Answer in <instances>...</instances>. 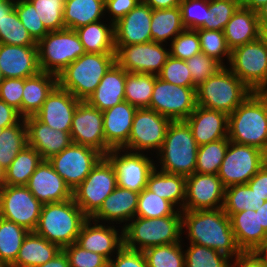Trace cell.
<instances>
[{
    "instance_id": "6da1fadb",
    "label": "cell",
    "mask_w": 267,
    "mask_h": 267,
    "mask_svg": "<svg viewBox=\"0 0 267 267\" xmlns=\"http://www.w3.org/2000/svg\"><path fill=\"white\" fill-rule=\"evenodd\" d=\"M182 235L190 244L214 249L232 259L242 253L223 208L182 210Z\"/></svg>"
},
{
    "instance_id": "7a4b0ae2",
    "label": "cell",
    "mask_w": 267,
    "mask_h": 267,
    "mask_svg": "<svg viewBox=\"0 0 267 267\" xmlns=\"http://www.w3.org/2000/svg\"><path fill=\"white\" fill-rule=\"evenodd\" d=\"M228 139L267 154V92H252L228 115Z\"/></svg>"
},
{
    "instance_id": "3957f363",
    "label": "cell",
    "mask_w": 267,
    "mask_h": 267,
    "mask_svg": "<svg viewBox=\"0 0 267 267\" xmlns=\"http://www.w3.org/2000/svg\"><path fill=\"white\" fill-rule=\"evenodd\" d=\"M198 148L187 122L171 121L162 147L154 156L155 167L166 173L192 175L196 168Z\"/></svg>"
},
{
    "instance_id": "277c9868",
    "label": "cell",
    "mask_w": 267,
    "mask_h": 267,
    "mask_svg": "<svg viewBox=\"0 0 267 267\" xmlns=\"http://www.w3.org/2000/svg\"><path fill=\"white\" fill-rule=\"evenodd\" d=\"M87 219L73 198L52 202L42 205L34 232L62 249L76 243L81 227Z\"/></svg>"
},
{
    "instance_id": "5b68a950",
    "label": "cell",
    "mask_w": 267,
    "mask_h": 267,
    "mask_svg": "<svg viewBox=\"0 0 267 267\" xmlns=\"http://www.w3.org/2000/svg\"><path fill=\"white\" fill-rule=\"evenodd\" d=\"M182 237V215L134 217L123 227V246L142 252L150 247L181 242Z\"/></svg>"
},
{
    "instance_id": "8992f818",
    "label": "cell",
    "mask_w": 267,
    "mask_h": 267,
    "mask_svg": "<svg viewBox=\"0 0 267 267\" xmlns=\"http://www.w3.org/2000/svg\"><path fill=\"white\" fill-rule=\"evenodd\" d=\"M115 62V54L86 52L57 75L58 86L86 101Z\"/></svg>"
},
{
    "instance_id": "52a82bcc",
    "label": "cell",
    "mask_w": 267,
    "mask_h": 267,
    "mask_svg": "<svg viewBox=\"0 0 267 267\" xmlns=\"http://www.w3.org/2000/svg\"><path fill=\"white\" fill-rule=\"evenodd\" d=\"M252 92L224 66L197 87V105L230 115Z\"/></svg>"
},
{
    "instance_id": "ba28073f",
    "label": "cell",
    "mask_w": 267,
    "mask_h": 267,
    "mask_svg": "<svg viewBox=\"0 0 267 267\" xmlns=\"http://www.w3.org/2000/svg\"><path fill=\"white\" fill-rule=\"evenodd\" d=\"M37 49L40 70L55 75L86 53L75 30L68 28L48 32Z\"/></svg>"
},
{
    "instance_id": "9c48e42d",
    "label": "cell",
    "mask_w": 267,
    "mask_h": 267,
    "mask_svg": "<svg viewBox=\"0 0 267 267\" xmlns=\"http://www.w3.org/2000/svg\"><path fill=\"white\" fill-rule=\"evenodd\" d=\"M226 66L253 92H267V42L262 36L231 50Z\"/></svg>"
},
{
    "instance_id": "30bf717a",
    "label": "cell",
    "mask_w": 267,
    "mask_h": 267,
    "mask_svg": "<svg viewBox=\"0 0 267 267\" xmlns=\"http://www.w3.org/2000/svg\"><path fill=\"white\" fill-rule=\"evenodd\" d=\"M116 187L115 168L111 161L103 156L85 180L73 190V199L83 213L91 218Z\"/></svg>"
},
{
    "instance_id": "8fae6325",
    "label": "cell",
    "mask_w": 267,
    "mask_h": 267,
    "mask_svg": "<svg viewBox=\"0 0 267 267\" xmlns=\"http://www.w3.org/2000/svg\"><path fill=\"white\" fill-rule=\"evenodd\" d=\"M171 119L158 112L137 109L132 123L128 142L123 149L155 156L162 147Z\"/></svg>"
},
{
    "instance_id": "7c38bea8",
    "label": "cell",
    "mask_w": 267,
    "mask_h": 267,
    "mask_svg": "<svg viewBox=\"0 0 267 267\" xmlns=\"http://www.w3.org/2000/svg\"><path fill=\"white\" fill-rule=\"evenodd\" d=\"M267 162V154L257 147L229 140L218 177L225 187L247 182Z\"/></svg>"
},
{
    "instance_id": "4fadbf2b",
    "label": "cell",
    "mask_w": 267,
    "mask_h": 267,
    "mask_svg": "<svg viewBox=\"0 0 267 267\" xmlns=\"http://www.w3.org/2000/svg\"><path fill=\"white\" fill-rule=\"evenodd\" d=\"M197 106L196 88L178 86L156 75L150 109L172 121L186 120Z\"/></svg>"
},
{
    "instance_id": "5bb4252c",
    "label": "cell",
    "mask_w": 267,
    "mask_h": 267,
    "mask_svg": "<svg viewBox=\"0 0 267 267\" xmlns=\"http://www.w3.org/2000/svg\"><path fill=\"white\" fill-rule=\"evenodd\" d=\"M116 63L131 73L158 75L170 56L169 45L154 41L115 45Z\"/></svg>"
},
{
    "instance_id": "9a60e30c",
    "label": "cell",
    "mask_w": 267,
    "mask_h": 267,
    "mask_svg": "<svg viewBox=\"0 0 267 267\" xmlns=\"http://www.w3.org/2000/svg\"><path fill=\"white\" fill-rule=\"evenodd\" d=\"M102 157L103 155L97 150L72 142L48 161L73 191L85 180Z\"/></svg>"
},
{
    "instance_id": "2e32d148",
    "label": "cell",
    "mask_w": 267,
    "mask_h": 267,
    "mask_svg": "<svg viewBox=\"0 0 267 267\" xmlns=\"http://www.w3.org/2000/svg\"><path fill=\"white\" fill-rule=\"evenodd\" d=\"M106 157L115 168L117 186L138 193L147 187L148 177L155 168L153 155L116 148L111 149Z\"/></svg>"
},
{
    "instance_id": "e0dca14e",
    "label": "cell",
    "mask_w": 267,
    "mask_h": 267,
    "mask_svg": "<svg viewBox=\"0 0 267 267\" xmlns=\"http://www.w3.org/2000/svg\"><path fill=\"white\" fill-rule=\"evenodd\" d=\"M39 202L26 186L5 185L0 190V217L34 232L41 214Z\"/></svg>"
},
{
    "instance_id": "ac0fdd59",
    "label": "cell",
    "mask_w": 267,
    "mask_h": 267,
    "mask_svg": "<svg viewBox=\"0 0 267 267\" xmlns=\"http://www.w3.org/2000/svg\"><path fill=\"white\" fill-rule=\"evenodd\" d=\"M70 135L73 143L91 147L103 156L111 150L105 141L102 111L86 101H81L73 114Z\"/></svg>"
},
{
    "instance_id": "d6986e66",
    "label": "cell",
    "mask_w": 267,
    "mask_h": 267,
    "mask_svg": "<svg viewBox=\"0 0 267 267\" xmlns=\"http://www.w3.org/2000/svg\"><path fill=\"white\" fill-rule=\"evenodd\" d=\"M226 187L218 174L194 172L186 176L183 210H207L223 208Z\"/></svg>"
},
{
    "instance_id": "ffe728a7",
    "label": "cell",
    "mask_w": 267,
    "mask_h": 267,
    "mask_svg": "<svg viewBox=\"0 0 267 267\" xmlns=\"http://www.w3.org/2000/svg\"><path fill=\"white\" fill-rule=\"evenodd\" d=\"M76 244L110 261L123 247V228L88 218L81 227Z\"/></svg>"
},
{
    "instance_id": "44dd1931",
    "label": "cell",
    "mask_w": 267,
    "mask_h": 267,
    "mask_svg": "<svg viewBox=\"0 0 267 267\" xmlns=\"http://www.w3.org/2000/svg\"><path fill=\"white\" fill-rule=\"evenodd\" d=\"M80 102L69 91L57 85L34 116L54 130L70 133L73 114Z\"/></svg>"
},
{
    "instance_id": "7402d4cb",
    "label": "cell",
    "mask_w": 267,
    "mask_h": 267,
    "mask_svg": "<svg viewBox=\"0 0 267 267\" xmlns=\"http://www.w3.org/2000/svg\"><path fill=\"white\" fill-rule=\"evenodd\" d=\"M26 187L43 205L73 198V191L48 160L41 161L29 178Z\"/></svg>"
},
{
    "instance_id": "603a6c76",
    "label": "cell",
    "mask_w": 267,
    "mask_h": 267,
    "mask_svg": "<svg viewBox=\"0 0 267 267\" xmlns=\"http://www.w3.org/2000/svg\"><path fill=\"white\" fill-rule=\"evenodd\" d=\"M152 8L143 2L114 24L115 45H133L152 41Z\"/></svg>"
},
{
    "instance_id": "cb8c5ba5",
    "label": "cell",
    "mask_w": 267,
    "mask_h": 267,
    "mask_svg": "<svg viewBox=\"0 0 267 267\" xmlns=\"http://www.w3.org/2000/svg\"><path fill=\"white\" fill-rule=\"evenodd\" d=\"M0 71L3 78H28L41 70L37 46L0 44Z\"/></svg>"
},
{
    "instance_id": "d4e9b609",
    "label": "cell",
    "mask_w": 267,
    "mask_h": 267,
    "mask_svg": "<svg viewBox=\"0 0 267 267\" xmlns=\"http://www.w3.org/2000/svg\"><path fill=\"white\" fill-rule=\"evenodd\" d=\"M138 198V192L117 186L91 219L100 223L119 224L123 228L135 217Z\"/></svg>"
},
{
    "instance_id": "484cf974",
    "label": "cell",
    "mask_w": 267,
    "mask_h": 267,
    "mask_svg": "<svg viewBox=\"0 0 267 267\" xmlns=\"http://www.w3.org/2000/svg\"><path fill=\"white\" fill-rule=\"evenodd\" d=\"M24 121L27 127L28 146L33 147L43 160L60 153L72 143L70 133L54 130L35 116L24 118Z\"/></svg>"
},
{
    "instance_id": "4316f807",
    "label": "cell",
    "mask_w": 267,
    "mask_h": 267,
    "mask_svg": "<svg viewBox=\"0 0 267 267\" xmlns=\"http://www.w3.org/2000/svg\"><path fill=\"white\" fill-rule=\"evenodd\" d=\"M185 121L198 146L228 138V115L224 112L197 105Z\"/></svg>"
},
{
    "instance_id": "83f0119b",
    "label": "cell",
    "mask_w": 267,
    "mask_h": 267,
    "mask_svg": "<svg viewBox=\"0 0 267 267\" xmlns=\"http://www.w3.org/2000/svg\"><path fill=\"white\" fill-rule=\"evenodd\" d=\"M229 218L235 241L242 252H258L267 243V233L260 225L259 210H244Z\"/></svg>"
},
{
    "instance_id": "f1b7e54d",
    "label": "cell",
    "mask_w": 267,
    "mask_h": 267,
    "mask_svg": "<svg viewBox=\"0 0 267 267\" xmlns=\"http://www.w3.org/2000/svg\"><path fill=\"white\" fill-rule=\"evenodd\" d=\"M136 110L124 100L102 112L105 141L111 149L122 148L128 142Z\"/></svg>"
},
{
    "instance_id": "f546056e",
    "label": "cell",
    "mask_w": 267,
    "mask_h": 267,
    "mask_svg": "<svg viewBox=\"0 0 267 267\" xmlns=\"http://www.w3.org/2000/svg\"><path fill=\"white\" fill-rule=\"evenodd\" d=\"M125 81L126 70L115 62L86 102L102 112L114 107L125 100Z\"/></svg>"
},
{
    "instance_id": "4dcf8cb0",
    "label": "cell",
    "mask_w": 267,
    "mask_h": 267,
    "mask_svg": "<svg viewBox=\"0 0 267 267\" xmlns=\"http://www.w3.org/2000/svg\"><path fill=\"white\" fill-rule=\"evenodd\" d=\"M223 32L230 50L257 40L261 37L257 12L240 6Z\"/></svg>"
},
{
    "instance_id": "1f68e13d",
    "label": "cell",
    "mask_w": 267,
    "mask_h": 267,
    "mask_svg": "<svg viewBox=\"0 0 267 267\" xmlns=\"http://www.w3.org/2000/svg\"><path fill=\"white\" fill-rule=\"evenodd\" d=\"M57 85V75L43 71L25 78L21 102V117L34 116Z\"/></svg>"
},
{
    "instance_id": "d6a6232c",
    "label": "cell",
    "mask_w": 267,
    "mask_h": 267,
    "mask_svg": "<svg viewBox=\"0 0 267 267\" xmlns=\"http://www.w3.org/2000/svg\"><path fill=\"white\" fill-rule=\"evenodd\" d=\"M62 249L35 232L24 238L16 261L10 267H36L50 261Z\"/></svg>"
},
{
    "instance_id": "836d02e7",
    "label": "cell",
    "mask_w": 267,
    "mask_h": 267,
    "mask_svg": "<svg viewBox=\"0 0 267 267\" xmlns=\"http://www.w3.org/2000/svg\"><path fill=\"white\" fill-rule=\"evenodd\" d=\"M146 188L171 202L179 211L183 210L186 176L166 173L155 167L148 177Z\"/></svg>"
},
{
    "instance_id": "e575fe53",
    "label": "cell",
    "mask_w": 267,
    "mask_h": 267,
    "mask_svg": "<svg viewBox=\"0 0 267 267\" xmlns=\"http://www.w3.org/2000/svg\"><path fill=\"white\" fill-rule=\"evenodd\" d=\"M107 22V23H106ZM87 53L116 54L114 43V24L96 21L75 29Z\"/></svg>"
},
{
    "instance_id": "d590c367",
    "label": "cell",
    "mask_w": 267,
    "mask_h": 267,
    "mask_svg": "<svg viewBox=\"0 0 267 267\" xmlns=\"http://www.w3.org/2000/svg\"><path fill=\"white\" fill-rule=\"evenodd\" d=\"M104 19H106L105 0L65 1L63 12L65 28L75 30Z\"/></svg>"
},
{
    "instance_id": "8d00e7d4",
    "label": "cell",
    "mask_w": 267,
    "mask_h": 267,
    "mask_svg": "<svg viewBox=\"0 0 267 267\" xmlns=\"http://www.w3.org/2000/svg\"><path fill=\"white\" fill-rule=\"evenodd\" d=\"M152 41L169 45L186 28L182 22L180 7L152 10Z\"/></svg>"
},
{
    "instance_id": "74e56055",
    "label": "cell",
    "mask_w": 267,
    "mask_h": 267,
    "mask_svg": "<svg viewBox=\"0 0 267 267\" xmlns=\"http://www.w3.org/2000/svg\"><path fill=\"white\" fill-rule=\"evenodd\" d=\"M28 233L24 227L0 217V267H10L16 261Z\"/></svg>"
},
{
    "instance_id": "f35d334b",
    "label": "cell",
    "mask_w": 267,
    "mask_h": 267,
    "mask_svg": "<svg viewBox=\"0 0 267 267\" xmlns=\"http://www.w3.org/2000/svg\"><path fill=\"white\" fill-rule=\"evenodd\" d=\"M42 160L40 154L27 145L6 169V185L26 186Z\"/></svg>"
},
{
    "instance_id": "ab89813d",
    "label": "cell",
    "mask_w": 267,
    "mask_h": 267,
    "mask_svg": "<svg viewBox=\"0 0 267 267\" xmlns=\"http://www.w3.org/2000/svg\"><path fill=\"white\" fill-rule=\"evenodd\" d=\"M155 80V74L131 73L126 71L125 101L137 109H150Z\"/></svg>"
},
{
    "instance_id": "60d3db41",
    "label": "cell",
    "mask_w": 267,
    "mask_h": 267,
    "mask_svg": "<svg viewBox=\"0 0 267 267\" xmlns=\"http://www.w3.org/2000/svg\"><path fill=\"white\" fill-rule=\"evenodd\" d=\"M27 145V127L24 118H22L17 124L2 130L0 135V164L7 169L17 154Z\"/></svg>"
},
{
    "instance_id": "b9f144b4",
    "label": "cell",
    "mask_w": 267,
    "mask_h": 267,
    "mask_svg": "<svg viewBox=\"0 0 267 267\" xmlns=\"http://www.w3.org/2000/svg\"><path fill=\"white\" fill-rule=\"evenodd\" d=\"M265 203L247 184L226 187L223 210L230 217L244 210H257Z\"/></svg>"
},
{
    "instance_id": "7bdbcfd3",
    "label": "cell",
    "mask_w": 267,
    "mask_h": 267,
    "mask_svg": "<svg viewBox=\"0 0 267 267\" xmlns=\"http://www.w3.org/2000/svg\"><path fill=\"white\" fill-rule=\"evenodd\" d=\"M183 241L150 247L143 251L147 267H185Z\"/></svg>"
},
{
    "instance_id": "ee69618b",
    "label": "cell",
    "mask_w": 267,
    "mask_h": 267,
    "mask_svg": "<svg viewBox=\"0 0 267 267\" xmlns=\"http://www.w3.org/2000/svg\"><path fill=\"white\" fill-rule=\"evenodd\" d=\"M184 242L185 267H232V258L214 249Z\"/></svg>"
},
{
    "instance_id": "f6af8a7d",
    "label": "cell",
    "mask_w": 267,
    "mask_h": 267,
    "mask_svg": "<svg viewBox=\"0 0 267 267\" xmlns=\"http://www.w3.org/2000/svg\"><path fill=\"white\" fill-rule=\"evenodd\" d=\"M229 139L200 145L197 153L195 172L201 174H218L221 163L228 149Z\"/></svg>"
},
{
    "instance_id": "bcb514c9",
    "label": "cell",
    "mask_w": 267,
    "mask_h": 267,
    "mask_svg": "<svg viewBox=\"0 0 267 267\" xmlns=\"http://www.w3.org/2000/svg\"><path fill=\"white\" fill-rule=\"evenodd\" d=\"M170 215H182L171 202L144 188L139 193L135 217L158 218Z\"/></svg>"
},
{
    "instance_id": "7dc6e473",
    "label": "cell",
    "mask_w": 267,
    "mask_h": 267,
    "mask_svg": "<svg viewBox=\"0 0 267 267\" xmlns=\"http://www.w3.org/2000/svg\"><path fill=\"white\" fill-rule=\"evenodd\" d=\"M0 44L18 46H37L14 9L0 21Z\"/></svg>"
},
{
    "instance_id": "c3c4849f",
    "label": "cell",
    "mask_w": 267,
    "mask_h": 267,
    "mask_svg": "<svg viewBox=\"0 0 267 267\" xmlns=\"http://www.w3.org/2000/svg\"><path fill=\"white\" fill-rule=\"evenodd\" d=\"M196 31L200 39L201 52L213 57L223 66L228 65L231 50L227 45L224 32L206 29H196Z\"/></svg>"
},
{
    "instance_id": "681fc988",
    "label": "cell",
    "mask_w": 267,
    "mask_h": 267,
    "mask_svg": "<svg viewBox=\"0 0 267 267\" xmlns=\"http://www.w3.org/2000/svg\"><path fill=\"white\" fill-rule=\"evenodd\" d=\"M240 6V0H209L204 29L223 31Z\"/></svg>"
},
{
    "instance_id": "f907efd6",
    "label": "cell",
    "mask_w": 267,
    "mask_h": 267,
    "mask_svg": "<svg viewBox=\"0 0 267 267\" xmlns=\"http://www.w3.org/2000/svg\"><path fill=\"white\" fill-rule=\"evenodd\" d=\"M48 32L65 28L63 21L64 0H30Z\"/></svg>"
},
{
    "instance_id": "816d5d0a",
    "label": "cell",
    "mask_w": 267,
    "mask_h": 267,
    "mask_svg": "<svg viewBox=\"0 0 267 267\" xmlns=\"http://www.w3.org/2000/svg\"><path fill=\"white\" fill-rule=\"evenodd\" d=\"M185 61L192 77L193 87L196 89L207 78L216 74L222 67H224L216 59L207 56L203 52H200Z\"/></svg>"
},
{
    "instance_id": "f5cc1de1",
    "label": "cell",
    "mask_w": 267,
    "mask_h": 267,
    "mask_svg": "<svg viewBox=\"0 0 267 267\" xmlns=\"http://www.w3.org/2000/svg\"><path fill=\"white\" fill-rule=\"evenodd\" d=\"M170 55L187 60L201 52L200 39L196 30L185 29L169 44Z\"/></svg>"
},
{
    "instance_id": "db71d44e",
    "label": "cell",
    "mask_w": 267,
    "mask_h": 267,
    "mask_svg": "<svg viewBox=\"0 0 267 267\" xmlns=\"http://www.w3.org/2000/svg\"><path fill=\"white\" fill-rule=\"evenodd\" d=\"M179 7L186 29H204V20L209 10V0H182Z\"/></svg>"
},
{
    "instance_id": "11a10c76",
    "label": "cell",
    "mask_w": 267,
    "mask_h": 267,
    "mask_svg": "<svg viewBox=\"0 0 267 267\" xmlns=\"http://www.w3.org/2000/svg\"><path fill=\"white\" fill-rule=\"evenodd\" d=\"M158 77L163 81L178 86L193 87V81L185 60L177 59L171 55L164 64Z\"/></svg>"
},
{
    "instance_id": "9f6ffc18",
    "label": "cell",
    "mask_w": 267,
    "mask_h": 267,
    "mask_svg": "<svg viewBox=\"0 0 267 267\" xmlns=\"http://www.w3.org/2000/svg\"><path fill=\"white\" fill-rule=\"evenodd\" d=\"M15 10L21 23L36 42L48 33L30 1L15 3Z\"/></svg>"
},
{
    "instance_id": "6f0895ef",
    "label": "cell",
    "mask_w": 267,
    "mask_h": 267,
    "mask_svg": "<svg viewBox=\"0 0 267 267\" xmlns=\"http://www.w3.org/2000/svg\"><path fill=\"white\" fill-rule=\"evenodd\" d=\"M70 267H108V260L101 254L85 250L76 243L62 248Z\"/></svg>"
},
{
    "instance_id": "680465c9",
    "label": "cell",
    "mask_w": 267,
    "mask_h": 267,
    "mask_svg": "<svg viewBox=\"0 0 267 267\" xmlns=\"http://www.w3.org/2000/svg\"><path fill=\"white\" fill-rule=\"evenodd\" d=\"M24 78H3L0 83V99L16 109L21 116Z\"/></svg>"
},
{
    "instance_id": "91938a15",
    "label": "cell",
    "mask_w": 267,
    "mask_h": 267,
    "mask_svg": "<svg viewBox=\"0 0 267 267\" xmlns=\"http://www.w3.org/2000/svg\"><path fill=\"white\" fill-rule=\"evenodd\" d=\"M108 267H147V262L142 251L128 249L123 246L108 261Z\"/></svg>"
},
{
    "instance_id": "94428289",
    "label": "cell",
    "mask_w": 267,
    "mask_h": 267,
    "mask_svg": "<svg viewBox=\"0 0 267 267\" xmlns=\"http://www.w3.org/2000/svg\"><path fill=\"white\" fill-rule=\"evenodd\" d=\"M141 0H105L106 19L115 24L135 8Z\"/></svg>"
},
{
    "instance_id": "6125c7cd",
    "label": "cell",
    "mask_w": 267,
    "mask_h": 267,
    "mask_svg": "<svg viewBox=\"0 0 267 267\" xmlns=\"http://www.w3.org/2000/svg\"><path fill=\"white\" fill-rule=\"evenodd\" d=\"M247 185L263 200H267V162L247 182Z\"/></svg>"
},
{
    "instance_id": "be15d7a7",
    "label": "cell",
    "mask_w": 267,
    "mask_h": 267,
    "mask_svg": "<svg viewBox=\"0 0 267 267\" xmlns=\"http://www.w3.org/2000/svg\"><path fill=\"white\" fill-rule=\"evenodd\" d=\"M232 267H266V265L257 252H242L232 259Z\"/></svg>"
},
{
    "instance_id": "e7e4bbea",
    "label": "cell",
    "mask_w": 267,
    "mask_h": 267,
    "mask_svg": "<svg viewBox=\"0 0 267 267\" xmlns=\"http://www.w3.org/2000/svg\"><path fill=\"white\" fill-rule=\"evenodd\" d=\"M22 117L19 112L0 99V124L7 128L17 124Z\"/></svg>"
},
{
    "instance_id": "03108f58",
    "label": "cell",
    "mask_w": 267,
    "mask_h": 267,
    "mask_svg": "<svg viewBox=\"0 0 267 267\" xmlns=\"http://www.w3.org/2000/svg\"><path fill=\"white\" fill-rule=\"evenodd\" d=\"M182 0H141L153 10L179 7Z\"/></svg>"
},
{
    "instance_id": "003e7915",
    "label": "cell",
    "mask_w": 267,
    "mask_h": 267,
    "mask_svg": "<svg viewBox=\"0 0 267 267\" xmlns=\"http://www.w3.org/2000/svg\"><path fill=\"white\" fill-rule=\"evenodd\" d=\"M36 267H70V265L66 254L61 250L50 261Z\"/></svg>"
},
{
    "instance_id": "a7ac6f4b",
    "label": "cell",
    "mask_w": 267,
    "mask_h": 267,
    "mask_svg": "<svg viewBox=\"0 0 267 267\" xmlns=\"http://www.w3.org/2000/svg\"><path fill=\"white\" fill-rule=\"evenodd\" d=\"M241 6L257 12L267 0H240Z\"/></svg>"
},
{
    "instance_id": "89a4df30",
    "label": "cell",
    "mask_w": 267,
    "mask_h": 267,
    "mask_svg": "<svg viewBox=\"0 0 267 267\" xmlns=\"http://www.w3.org/2000/svg\"><path fill=\"white\" fill-rule=\"evenodd\" d=\"M15 9V3L10 0H0V21Z\"/></svg>"
},
{
    "instance_id": "2644e50d",
    "label": "cell",
    "mask_w": 267,
    "mask_h": 267,
    "mask_svg": "<svg viewBox=\"0 0 267 267\" xmlns=\"http://www.w3.org/2000/svg\"><path fill=\"white\" fill-rule=\"evenodd\" d=\"M261 31L267 26V2L257 11Z\"/></svg>"
},
{
    "instance_id": "8c879c8a",
    "label": "cell",
    "mask_w": 267,
    "mask_h": 267,
    "mask_svg": "<svg viewBox=\"0 0 267 267\" xmlns=\"http://www.w3.org/2000/svg\"><path fill=\"white\" fill-rule=\"evenodd\" d=\"M257 210H259L260 225L263 227V229L267 233V200Z\"/></svg>"
},
{
    "instance_id": "753ad0ef",
    "label": "cell",
    "mask_w": 267,
    "mask_h": 267,
    "mask_svg": "<svg viewBox=\"0 0 267 267\" xmlns=\"http://www.w3.org/2000/svg\"><path fill=\"white\" fill-rule=\"evenodd\" d=\"M6 185V169L0 164V190Z\"/></svg>"
},
{
    "instance_id": "34e18365",
    "label": "cell",
    "mask_w": 267,
    "mask_h": 267,
    "mask_svg": "<svg viewBox=\"0 0 267 267\" xmlns=\"http://www.w3.org/2000/svg\"><path fill=\"white\" fill-rule=\"evenodd\" d=\"M267 267V243L257 252Z\"/></svg>"
},
{
    "instance_id": "11e5206c",
    "label": "cell",
    "mask_w": 267,
    "mask_h": 267,
    "mask_svg": "<svg viewBox=\"0 0 267 267\" xmlns=\"http://www.w3.org/2000/svg\"><path fill=\"white\" fill-rule=\"evenodd\" d=\"M261 36L267 42V26L261 31Z\"/></svg>"
},
{
    "instance_id": "2a66077c",
    "label": "cell",
    "mask_w": 267,
    "mask_h": 267,
    "mask_svg": "<svg viewBox=\"0 0 267 267\" xmlns=\"http://www.w3.org/2000/svg\"><path fill=\"white\" fill-rule=\"evenodd\" d=\"M12 1L13 3H18V2H22V1H30V0H10Z\"/></svg>"
},
{
    "instance_id": "b9fcfbb0",
    "label": "cell",
    "mask_w": 267,
    "mask_h": 267,
    "mask_svg": "<svg viewBox=\"0 0 267 267\" xmlns=\"http://www.w3.org/2000/svg\"><path fill=\"white\" fill-rule=\"evenodd\" d=\"M3 81V76L1 74V71H0V83Z\"/></svg>"
},
{
    "instance_id": "09005b40",
    "label": "cell",
    "mask_w": 267,
    "mask_h": 267,
    "mask_svg": "<svg viewBox=\"0 0 267 267\" xmlns=\"http://www.w3.org/2000/svg\"><path fill=\"white\" fill-rule=\"evenodd\" d=\"M3 129H4V128L1 127V124H0V135H1Z\"/></svg>"
}]
</instances>
